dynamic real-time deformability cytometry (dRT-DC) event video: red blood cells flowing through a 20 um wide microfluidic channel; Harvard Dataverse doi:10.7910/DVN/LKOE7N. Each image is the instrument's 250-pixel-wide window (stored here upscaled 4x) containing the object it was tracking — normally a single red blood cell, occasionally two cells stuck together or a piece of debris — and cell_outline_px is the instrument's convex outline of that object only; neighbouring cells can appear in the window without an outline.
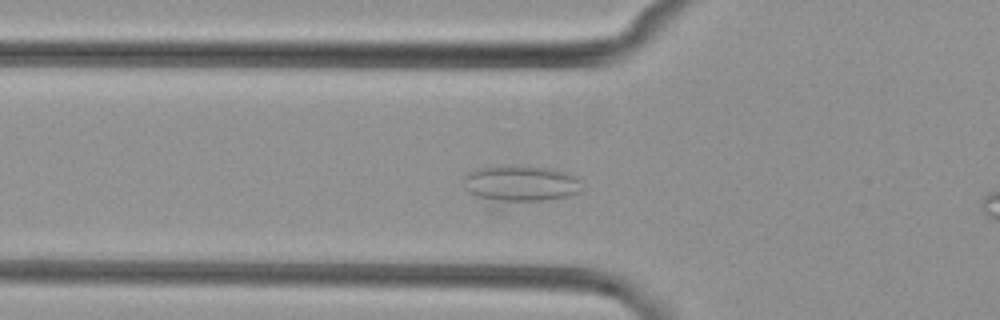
{"species": "common noctule bat (a hibernating species)", "species_latin": "Nyctalus noctula", "temperature_condition": "cold", "stored_images_in_passage": 6, "camera_frame_rate_fps": 3000, "um_per_image_px": 0.085, "animal": {"sex": "female", "body_mass_g": 29.2, "forearm_length_mm": 56.3}, "frame": {"image": 1, "passage_image": 5, "time_ms": 4.667, "image_size_px": [1000, 320], "cell_outline_px": [[580, 192], [568, 196], [500, 212], [492, 212], [464, 188], [464, 176], [468, 172], [480, 168], [500, 164], [504, 164], [548, 168], [564, 172], [576, 176], [580, 180]], "centroid_in_image_um": [44.07, 15.8], "position_along_channel_um": 81.7, "area_um2": 28.61}}